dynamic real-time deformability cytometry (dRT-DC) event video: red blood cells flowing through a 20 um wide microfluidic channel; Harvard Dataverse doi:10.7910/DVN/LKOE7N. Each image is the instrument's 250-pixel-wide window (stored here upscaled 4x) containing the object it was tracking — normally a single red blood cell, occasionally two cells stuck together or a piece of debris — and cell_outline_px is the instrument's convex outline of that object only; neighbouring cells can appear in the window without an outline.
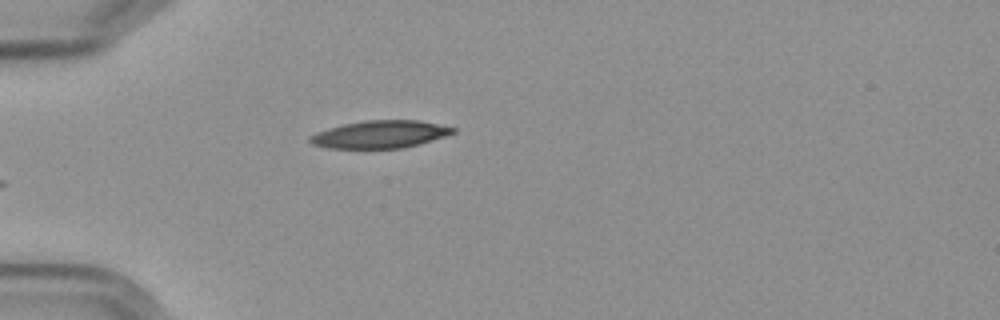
{"species": "Egyptian fruit bat (a non-hibernating species)", "species_latin": "Rousettus aegyptiacus", "temperature_condition": "cold", "stored_images_in_passage": 5, "camera_frame_rate_fps": 3000, "um_per_image_px": 0.085, "frame": {"image": 1, "passage_image": 5, "time_ms": 4.667, "image_size_px": [1000, 320], "cell_outline_px": [[456, 132], [444, 136], [404, 148], [328, 148], [312, 144], [308, 140], [308, 136], [316, 132], [344, 124], [364, 120], [420, 120], [456, 128]], "centroid_in_image_um": [32.28, 11.41], "position_along_channel_um": 52.7, "area_um2": 22.83}}